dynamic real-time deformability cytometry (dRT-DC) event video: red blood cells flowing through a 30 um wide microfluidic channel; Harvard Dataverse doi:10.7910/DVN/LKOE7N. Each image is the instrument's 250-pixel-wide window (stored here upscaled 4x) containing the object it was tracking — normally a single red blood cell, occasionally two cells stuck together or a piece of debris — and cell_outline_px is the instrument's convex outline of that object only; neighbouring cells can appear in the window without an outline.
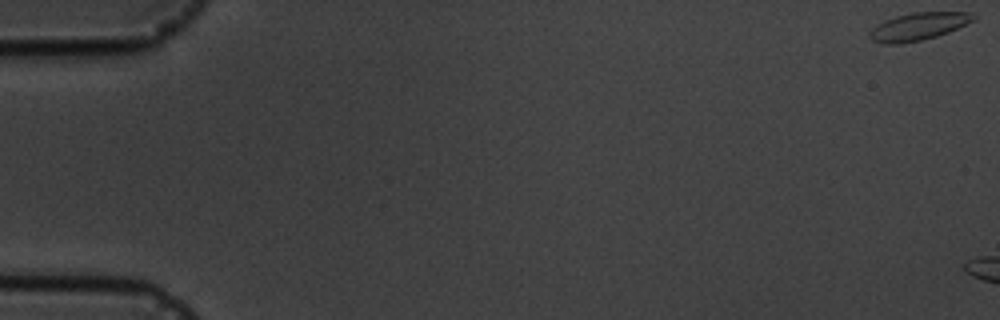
{"species": "common noctule bat (a hibernating species)", "species_latin": "Nyctalus noctula", "temperature_condition": "cold", "stored_images_in_passage": 5, "camera_frame_rate_fps": 3000, "um_per_image_px": 0.085, "animal": {"sex": "male", "body_mass_g": 19.5, "forearm_length_mm": 54.6}, "frame": {"image": 1, "passage_image": 1, "time_ms": 0.0, "image_size_px": [1000, 320], "cell_outline_px": [[976, 16], [972, 20], [948, 32], [936, 36], [920, 40], [900, 44], [884, 44], [872, 40], [868, 36], [868, 32], [876, 24], [884, 20], [896, 16], [912, 12], [968, 12]], "centroid_in_image_um": [77.97, 2.25], "position_along_channel_um": 7.0, "area_um2": 16.53}}